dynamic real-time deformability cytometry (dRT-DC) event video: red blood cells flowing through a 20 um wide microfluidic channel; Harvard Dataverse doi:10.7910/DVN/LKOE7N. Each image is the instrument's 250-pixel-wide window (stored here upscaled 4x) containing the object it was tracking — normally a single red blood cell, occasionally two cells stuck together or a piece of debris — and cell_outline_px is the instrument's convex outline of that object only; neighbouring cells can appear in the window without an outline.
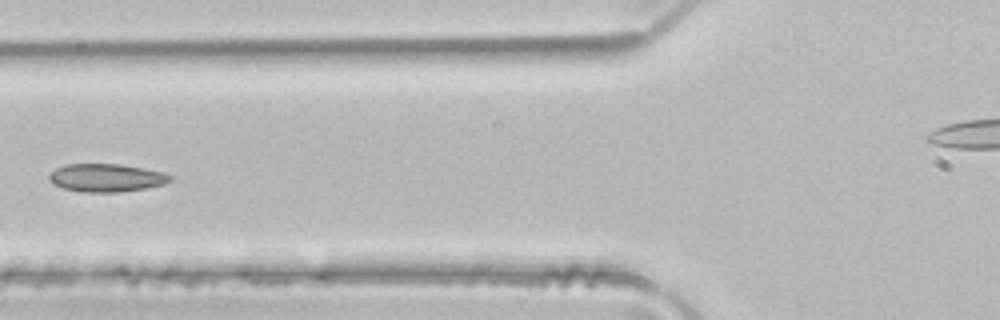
{"species": "common noctule bat (a hibernating species)", "species_latin": "Nyctalus noctula", "temperature_condition": "room temperature", "stored_images_in_passage": 4, "camera_frame_rate_fps": 3000, "um_per_image_px": 0.085, "animal": {"sex": "male", "body_mass_g": 21.5, "forearm_length_mm": 52.0}, "frame": {"image": 1, "passage_image": 4, "time_ms": 1.0, "image_size_px": [1000, 320], "cell_outline_px": [[172, 180], [164, 184], [144, 188], [120, 192], [84, 192], [64, 188], [56, 184], [48, 176], [56, 168], [64, 164], [120, 164], [144, 168], [164, 172], [172, 176]], "centroid_in_image_um": [9.08, 15.1], "position_along_channel_um": 116.7, "area_um2": 19.59}}